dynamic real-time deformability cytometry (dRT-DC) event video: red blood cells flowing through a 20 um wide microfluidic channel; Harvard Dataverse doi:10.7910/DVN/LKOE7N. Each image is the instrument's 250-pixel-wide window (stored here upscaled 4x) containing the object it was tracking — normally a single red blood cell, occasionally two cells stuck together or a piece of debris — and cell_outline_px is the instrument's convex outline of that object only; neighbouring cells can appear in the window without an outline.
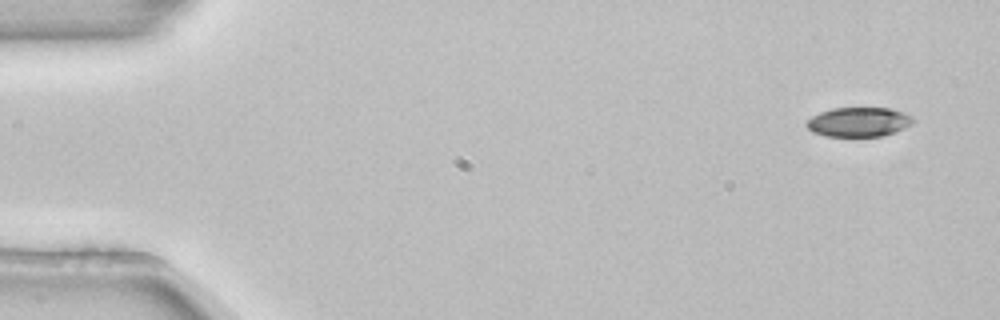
{"species": "common noctule bat (a hibernating species)", "species_latin": "Nyctalus noctula", "temperature_condition": "room temperature", "stored_images_in_passage": 5, "camera_frame_rate_fps": 3000, "um_per_image_px": 0.085, "animal": {"sex": "female", "body_mass_g": 22.7, "forearm_length_mm": 54.2}, "frame": {"image": 1, "passage_image": 1, "time_ms": 0.0, "image_size_px": [1000, 320], "cell_outline_px": [[916, 120], [912, 124], [904, 128], [880, 136], [824, 136], [812, 132], [804, 124], [812, 116], [820, 112], [832, 108], [892, 108], [904, 112], [912, 116]], "centroid_in_image_um": [72.99, 10.36], "position_along_channel_um": 12.0, "area_um2": 18.32}}
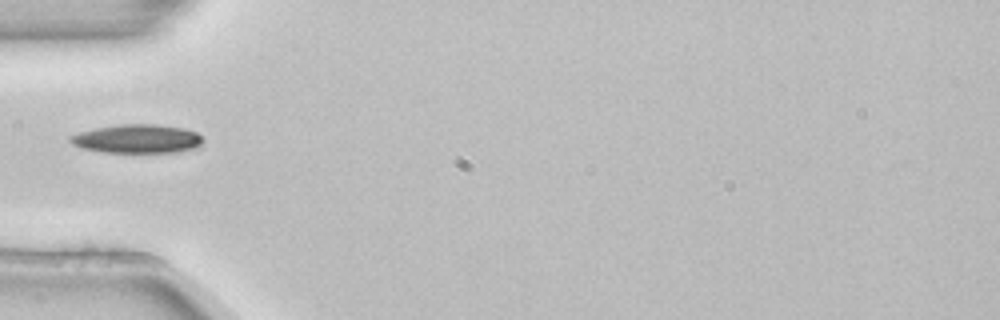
{"frame": {"image": 2, "passage_image": 4, "time_ms": 1.0, "image_size_px": [1000, 320], "cell_outline_px": [[204, 140], [196, 148], [176, 152], [104, 152], [80, 148], [72, 144], [68, 140], [68, 136], [80, 132], [96, 128], [120, 124], [156, 124], [184, 128], [196, 132]], "centroid_in_image_um": [11.64, 11.79], "position_along_channel_um": 73.4, "area_um2": 22.25}}